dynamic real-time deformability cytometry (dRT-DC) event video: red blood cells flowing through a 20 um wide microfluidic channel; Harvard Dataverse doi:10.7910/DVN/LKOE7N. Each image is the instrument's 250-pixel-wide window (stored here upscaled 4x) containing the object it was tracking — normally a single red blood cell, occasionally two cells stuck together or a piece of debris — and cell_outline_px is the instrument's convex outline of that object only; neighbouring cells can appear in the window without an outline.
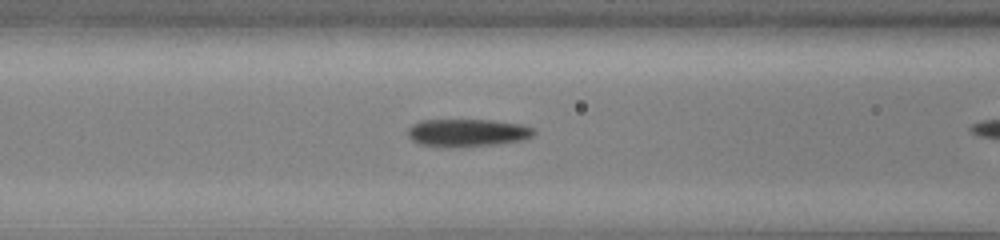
{"species": "common noctule bat (a hibernating species)", "species_latin": "Nyctalus noctula", "temperature_condition": "cold", "stored_images_in_passage": 42, "camera_frame_rate_fps": 3000, "um_per_image_px": 0.085, "animal": {"sex": "male", "body_mass_g": 13.0, "forearm_length_mm": 53.1}, "frame": {"image": 1, "passage_image": 22, "time_ms": 7.0, "image_size_px": [1000, 240], "cell_outline_px": [[536, 132], [532, 136], [524, 140], [496, 144], [420, 144], [412, 140], [408, 136], [408, 128], [412, 124], [420, 120], [492, 120], [520, 124], [532, 128]], "centroid_in_image_um": [39.76, 11.23], "position_along_channel_um": 126.8, "area_um2": 19.36}}
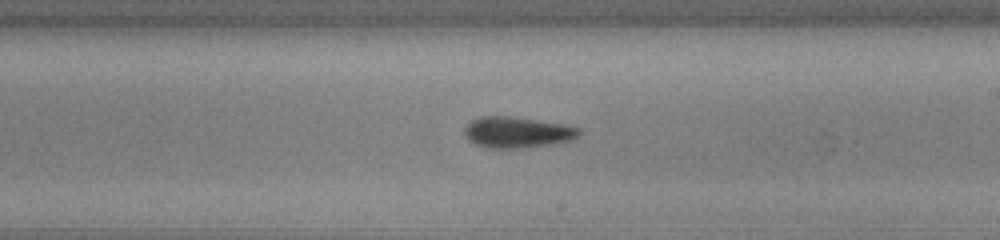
{"frame": {"image": 2, "passage_image": 31, "time_ms": 10.0, "image_size_px": [1000, 240], "cell_outline_px": [[580, 136], [572, 140], [552, 144], [528, 148], [484, 148], [468, 140], [464, 136], [464, 128], [472, 120], [480, 116], [508, 116], [564, 124], [580, 128]], "centroid_in_image_um": [43.96, 11.26], "position_along_channel_um": 245.0, "area_um2": 20.92}}
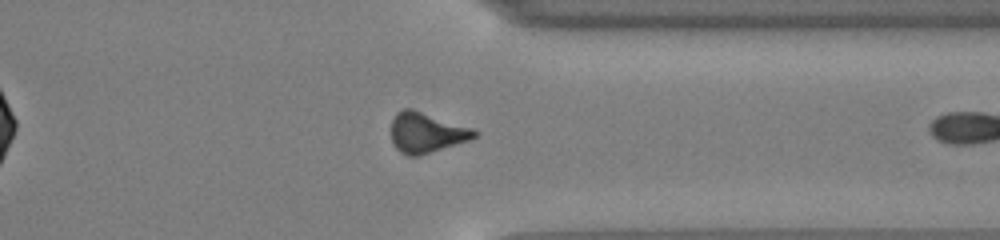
{"frame": {"image": 3, "passage_image": 41, "time_ms": 13.333, "image_size_px": [1000, 240], "cell_outline_px": [[480, 132], [476, 136], [468, 140], [420, 156], [408, 156], [400, 152], [392, 144], [392, 120], [396, 112], [404, 108], [412, 108], [472, 128]], "centroid_in_image_um": [36.22, 11.27], "position_along_channel_um": 375.2, "area_um2": 19.54}}